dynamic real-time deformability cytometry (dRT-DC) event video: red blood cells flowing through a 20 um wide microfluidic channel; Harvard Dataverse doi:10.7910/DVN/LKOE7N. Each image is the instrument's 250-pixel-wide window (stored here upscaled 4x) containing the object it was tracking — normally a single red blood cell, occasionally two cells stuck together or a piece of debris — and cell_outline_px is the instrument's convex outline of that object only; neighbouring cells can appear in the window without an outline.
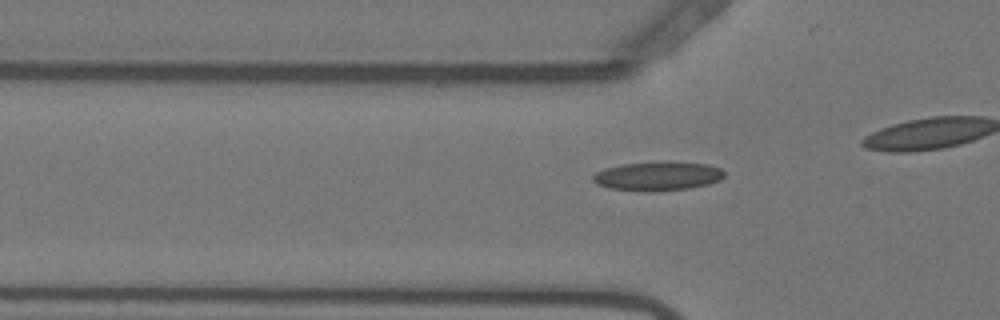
{"species": "Egyptian fruit bat (a non-hibernating species)", "species_latin": "Rousettus aegyptiacus", "temperature_condition": "warm", "stored_images_in_passage": 43, "camera_frame_rate_fps": 3000, "um_per_image_px": 0.085, "animal": {"sex": "female"}, "frame": {"image": 1, "passage_image": 18, "time_ms": 5.667, "image_size_px": [1000, 320], "cell_outline_px": [[724, 176], [720, 180], [708, 184], [688, 188], [644, 192], [608, 188], [596, 184], [592, 180], [592, 176], [596, 172], [604, 168], [620, 164], [656, 160], [672, 160], [708, 164], [720, 168], [724, 172]], "centroid_in_image_um": [55.88, 14.93], "position_along_channel_um": 69.9, "area_um2": 22.89}}
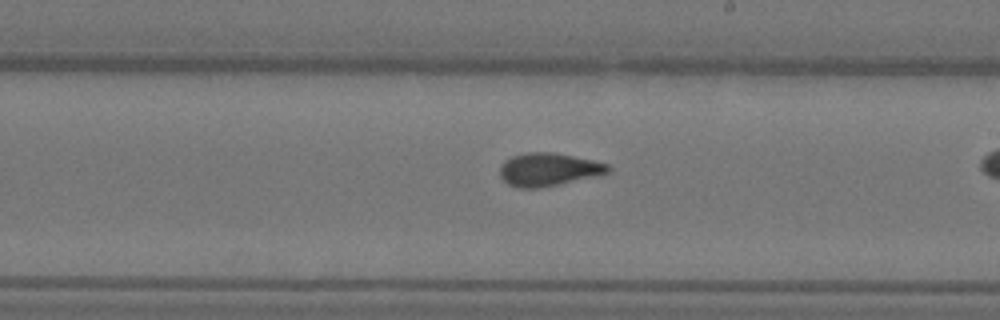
{"frame": {"image": 2, "passage_image": 32, "time_ms": 10.333, "image_size_px": [1000, 320], "cell_outline_px": [[612, 168], [608, 172], [600, 176], [540, 188], [520, 188], [508, 184], [500, 176], [500, 164], [504, 160], [512, 156], [528, 152], [552, 152], [592, 160], [608, 164]], "centroid_in_image_um": [46.63, 14.41], "position_along_channel_um": 242.4, "area_um2": 20.98}}
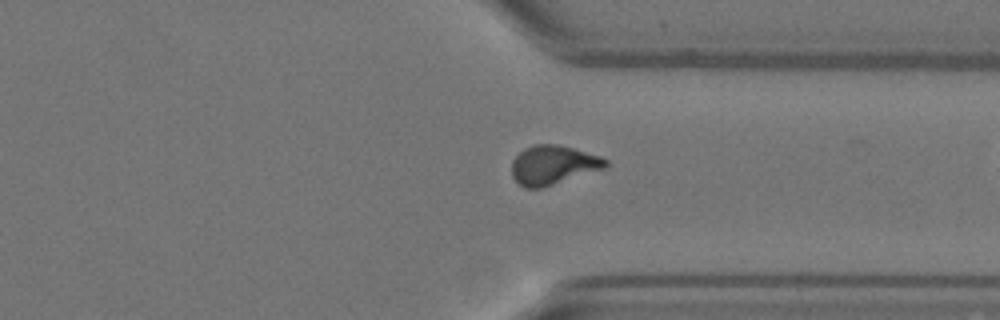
{"frame": {"image": 3, "passage_image": 42, "time_ms": 13.667, "image_size_px": [1000, 320], "cell_outline_px": [[608, 164], [604, 168], [544, 188], [524, 188], [512, 176], [512, 160], [524, 148], [532, 144], [556, 144], [572, 148], [600, 156], [608, 160]], "centroid_in_image_um": [46.99, 14.03], "position_along_channel_um": 364.4, "area_um2": 21.39}}